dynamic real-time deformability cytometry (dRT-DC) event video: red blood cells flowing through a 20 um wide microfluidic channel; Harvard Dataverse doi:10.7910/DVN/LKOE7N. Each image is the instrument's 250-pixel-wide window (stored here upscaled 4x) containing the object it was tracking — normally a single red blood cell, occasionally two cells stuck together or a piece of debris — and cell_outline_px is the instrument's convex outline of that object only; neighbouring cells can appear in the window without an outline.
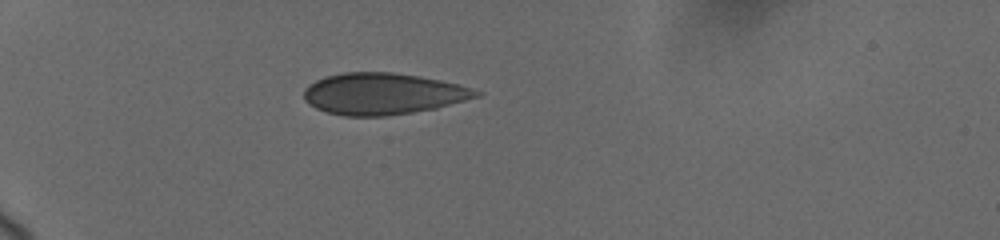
{"species": "human", "species_latin": "Homo sapiens", "temperature_condition": "cold", "stored_images_in_passage": 9, "camera_frame_rate_fps": 3000, "um_per_image_px": 0.085, "donor": {"sex": "female"}, "frame": {"image": 1, "passage_image": 6, "time_ms": 4.0, "image_size_px": [1000, 240], "cell_outline_px": [[484, 92], [480, 96], [436, 108], [412, 112], [384, 116], [344, 116], [324, 112], [316, 108], [304, 100], [304, 88], [308, 84], [324, 76], [344, 72], [392, 72], [420, 76], [440, 80], [456, 84]], "centroid_in_image_um": [32.51, 7.97], "position_along_channel_um": 52.5, "area_um2": 41.73}}
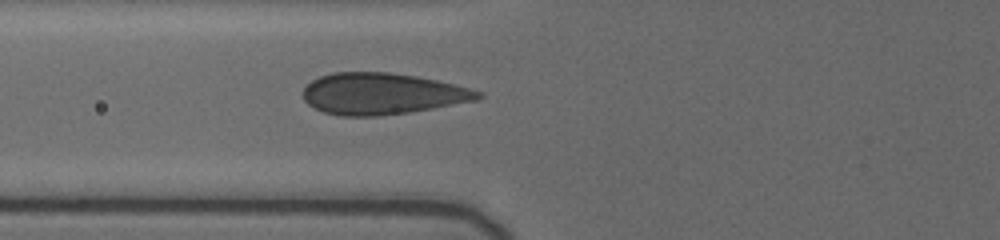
{"frame": {"image": 2, "passage_image": 9, "time_ms": 6.0, "image_size_px": [1000, 240], "cell_outline_px": [[484, 96], [476, 100], [432, 108], [408, 112], [380, 116], [340, 116], [324, 112], [308, 104], [304, 100], [304, 88], [312, 80], [320, 76], [332, 72], [388, 72], [416, 76], [436, 80], [468, 88], [480, 92]], "centroid_in_image_um": [32.44, 7.97], "position_along_channel_um": 93.4, "area_um2": 41.91}}